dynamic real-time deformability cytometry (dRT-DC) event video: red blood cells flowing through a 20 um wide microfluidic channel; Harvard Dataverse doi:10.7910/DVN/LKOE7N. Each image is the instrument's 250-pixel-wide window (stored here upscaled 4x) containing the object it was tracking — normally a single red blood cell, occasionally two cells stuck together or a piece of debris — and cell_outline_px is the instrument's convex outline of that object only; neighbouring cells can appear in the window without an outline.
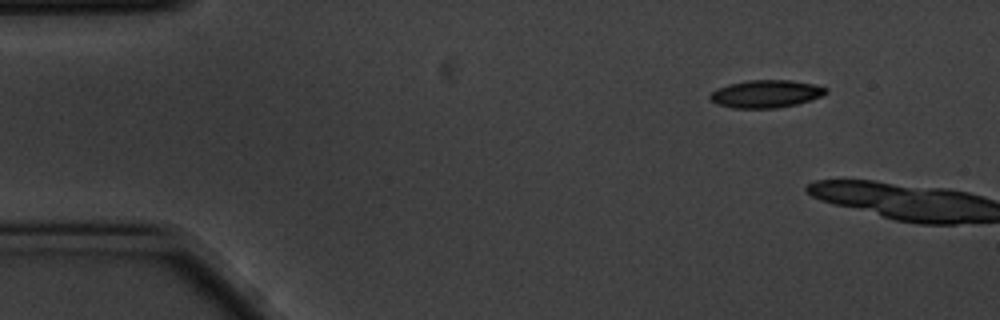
{"species": "common noctule bat (a hibernating species)", "species_latin": "Nyctalus noctula", "temperature_condition": "cold", "stored_images_in_passage": 3, "camera_frame_rate_fps": 3000, "um_per_image_px": 0.085, "animal": {"sex": "male", "body_mass_g": 20.1, "forearm_length_mm": 53.5}, "frame": {"image": 1, "passage_image": 2, "time_ms": 0.333, "image_size_px": [1000, 320], "cell_outline_px": [[828, 92], [820, 96], [796, 104], [776, 108], [732, 108], [716, 104], [708, 96], [716, 88], [728, 84], [748, 80], [792, 80], [812, 84], [828, 88]], "centroid_in_image_um": [65.06, 7.97], "position_along_channel_um": 19.9, "area_um2": 18.61}}